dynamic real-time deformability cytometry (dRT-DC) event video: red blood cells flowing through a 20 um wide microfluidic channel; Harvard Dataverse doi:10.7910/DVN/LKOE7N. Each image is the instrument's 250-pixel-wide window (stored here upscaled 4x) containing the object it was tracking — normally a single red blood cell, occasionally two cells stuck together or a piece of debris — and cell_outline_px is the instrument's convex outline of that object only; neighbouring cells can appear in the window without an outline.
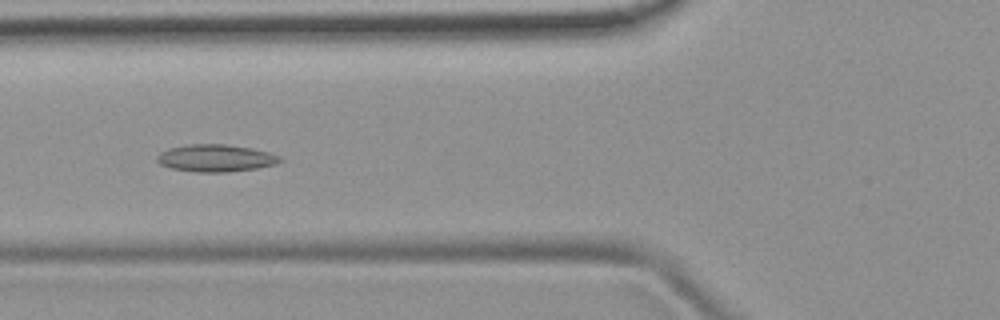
{"species": "common noctule bat (a hibernating species)", "species_latin": "Nyctalus noctula", "temperature_condition": "room temperature", "stored_images_in_passage": 8, "camera_frame_rate_fps": 3000, "um_per_image_px": 0.085, "animal": {"sex": "female", "body_mass_g": 19.9}, "frame": {"image": 1, "passage_image": 6, "time_ms": 1.667, "image_size_px": [1000, 320], "cell_outline_px": [[284, 160], [276, 164], [256, 168], [228, 172], [196, 172], [172, 168], [160, 164], [156, 160], [156, 156], [160, 152], [168, 148], [188, 144], [224, 144], [252, 148], [268, 152], [280, 156]], "centroid_in_image_um": [18.33, 13.43], "position_along_channel_um": 107.5, "area_um2": 19.59}}